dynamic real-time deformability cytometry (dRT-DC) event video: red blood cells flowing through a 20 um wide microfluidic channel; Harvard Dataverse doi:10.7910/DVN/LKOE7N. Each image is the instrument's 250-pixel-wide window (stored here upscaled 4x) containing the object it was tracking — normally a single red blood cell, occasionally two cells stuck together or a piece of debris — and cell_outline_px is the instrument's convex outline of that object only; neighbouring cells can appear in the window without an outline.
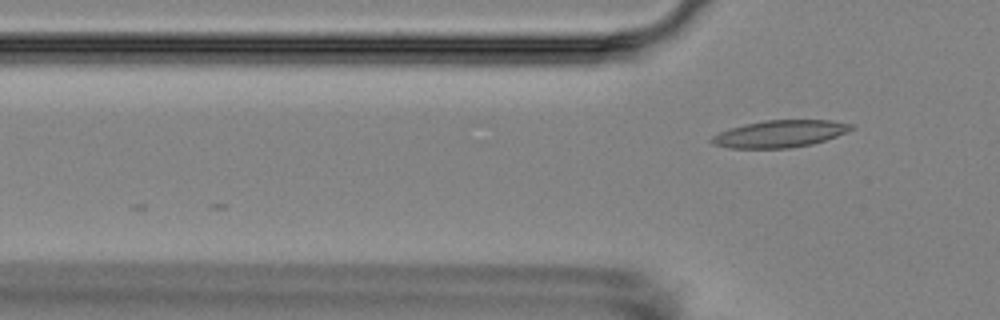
{"species": "Egyptian fruit bat (a non-hibernating species)", "species_latin": "Rousettus aegyptiacus", "temperature_condition": "room temperature", "stored_images_in_passage": 4, "camera_frame_rate_fps": 3000, "um_per_image_px": 0.085, "animal": {"sex": "female"}, "frame": {"image": 1, "passage_image": 4, "time_ms": 3.667, "image_size_px": [1000, 320], "cell_outline_px": [[856, 128], [848, 132], [812, 144], [788, 148], [728, 148], [712, 144], [708, 140], [712, 136], [728, 128], [744, 124], [764, 120], [832, 120], [852, 124]], "centroid_in_image_um": [66.27, 11.37], "position_along_channel_um": 59.5, "area_um2": 22.2}}